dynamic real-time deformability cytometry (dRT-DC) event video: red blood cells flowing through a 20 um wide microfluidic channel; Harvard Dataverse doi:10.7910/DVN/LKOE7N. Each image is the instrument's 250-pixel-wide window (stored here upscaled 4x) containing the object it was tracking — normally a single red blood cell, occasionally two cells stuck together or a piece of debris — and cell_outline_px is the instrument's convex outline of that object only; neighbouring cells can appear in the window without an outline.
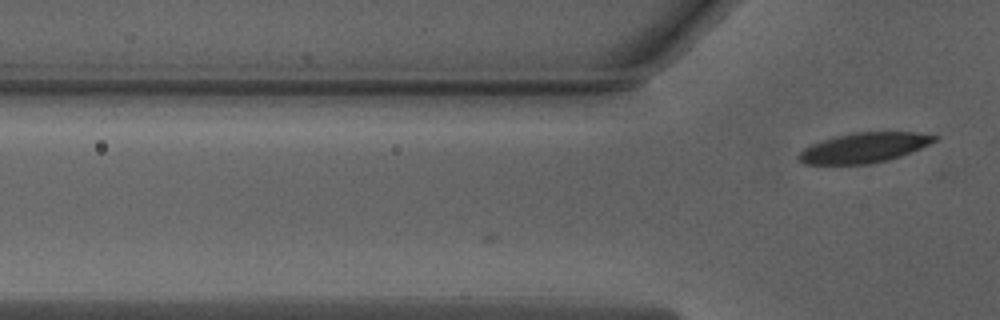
{"species": "Egyptian fruit bat (a non-hibernating species)", "species_latin": "Rousettus aegyptiacus", "temperature_condition": "warm", "stored_images_in_passage": 2, "camera_frame_rate_fps": 3000, "um_per_image_px": 0.085, "animal": {"sex": "male"}, "frame": {"image": 1, "passage_image": 2, "time_ms": 0.333, "image_size_px": [1000, 320], "cell_outline_px": [[940, 136], [936, 140], [920, 148], [900, 156], [888, 160], [872, 164], [804, 164], [796, 160], [796, 156], [804, 148], [812, 144], [836, 136], [856, 132], [916, 132]], "centroid_in_image_um": [73.42, 12.56], "position_along_channel_um": 52.4, "area_um2": 23.64}}